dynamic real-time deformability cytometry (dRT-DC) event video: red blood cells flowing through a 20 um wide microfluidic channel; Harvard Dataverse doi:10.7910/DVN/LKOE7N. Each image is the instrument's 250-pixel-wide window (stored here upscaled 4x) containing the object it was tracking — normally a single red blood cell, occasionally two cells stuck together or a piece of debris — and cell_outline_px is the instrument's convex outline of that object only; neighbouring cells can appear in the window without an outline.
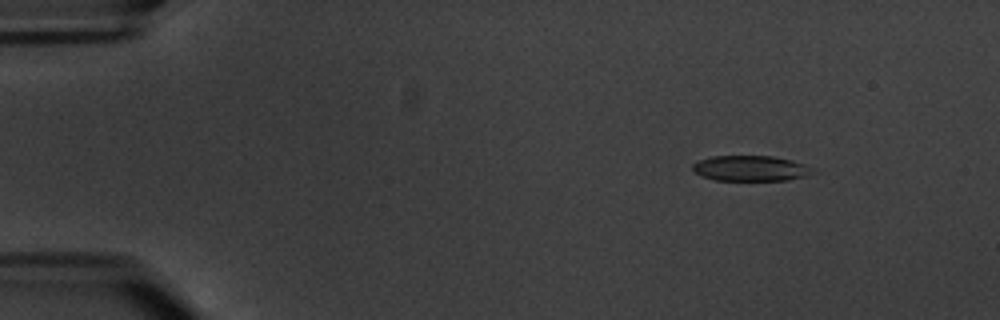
{"species": "common noctule bat (a hibernating species)", "species_latin": "Nyctalus noctula", "temperature_condition": "warm", "stored_images_in_passage": 3, "camera_frame_rate_fps": 3000, "um_per_image_px": 0.085, "animal": {"sex": "male", "body_mass_g": 20.1, "forearm_length_mm": 53.5}, "frame": {"image": 1, "passage_image": 1, "time_ms": 0.0, "image_size_px": [1000, 320], "cell_outline_px": [[816, 172], [804, 176], [788, 180], [716, 180], [704, 176], [696, 172], [692, 168], [692, 164], [696, 160], [712, 156], [772, 156], [792, 160], [816, 168]], "centroid_in_image_um": [63.83, 14.3], "position_along_channel_um": 21.2, "area_um2": 17.86}}
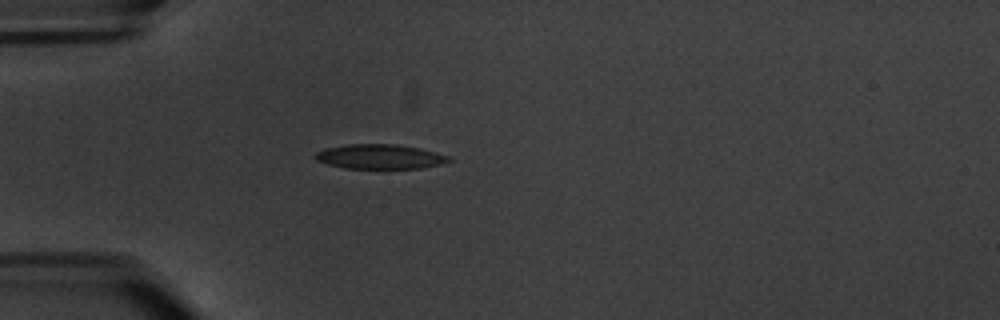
{"frame": {"image": 2, "passage_image": 3, "time_ms": 3.333, "image_size_px": [1000, 320], "cell_outline_px": [[452, 160], [440, 164], [420, 168], [344, 168], [328, 164], [316, 160], [312, 156], [316, 152], [324, 148], [344, 144], [396, 144], [420, 148], [436, 152], [448, 156]], "centroid_in_image_um": [32.24, 13.3], "position_along_channel_um": 52.8, "area_um2": 19.19}}